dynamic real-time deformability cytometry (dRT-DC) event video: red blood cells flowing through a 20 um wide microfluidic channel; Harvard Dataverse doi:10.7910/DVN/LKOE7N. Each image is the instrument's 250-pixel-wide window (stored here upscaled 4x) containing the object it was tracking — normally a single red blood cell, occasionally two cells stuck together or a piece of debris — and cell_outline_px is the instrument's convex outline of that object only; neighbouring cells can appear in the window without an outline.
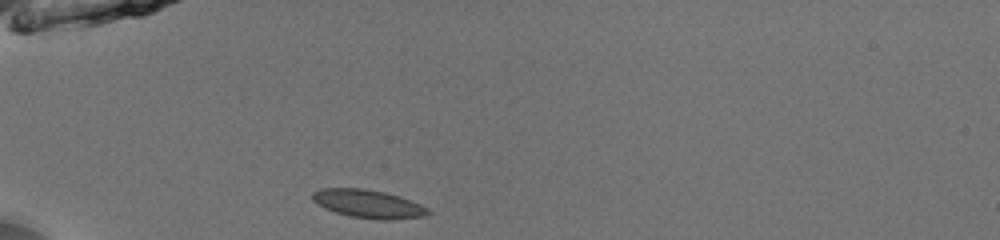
{"species": "common noctule bat (a hibernating species)", "species_latin": "Nyctalus noctula", "temperature_condition": "room temperature", "stored_images_in_passage": 36, "camera_frame_rate_fps": 3000, "um_per_image_px": 0.085, "animal": {"sex": "male", "body_mass_g": 13.0, "forearm_length_mm": 53.1}, "frame": {"image": 1, "passage_image": 1, "time_ms": 0.0, "image_size_px": [1000, 240], "cell_outline_px": [[432, 212], [424, 216], [392, 220], [380, 220], [352, 216], [336, 212], [324, 208], [312, 200], [312, 192], [324, 188], [364, 188], [384, 192], [400, 196], [420, 204], [428, 208]], "centroid_in_image_um": [31.32, 17.32], "position_along_channel_um": 53.7, "area_um2": 19.02}}
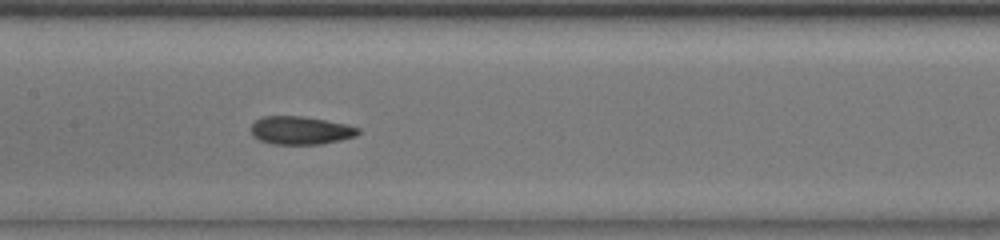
{"frame": {"image": 2, "passage_image": 12, "time_ms": 3.667, "image_size_px": [1000, 240], "cell_outline_px": [[360, 132], [356, 136], [340, 140], [320, 144], [272, 144], [260, 140], [252, 136], [252, 124], [256, 120], [264, 116], [300, 116], [348, 124], [360, 128]], "centroid_in_image_um": [25.57, 11.08], "position_along_channel_um": 181.8, "area_um2": 17.51}}
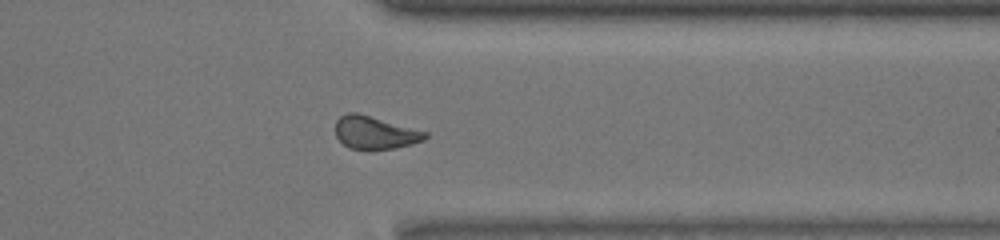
{"frame": {"image": 3, "passage_image": 27, "time_ms": 8.667, "image_size_px": [1000, 240], "cell_outline_px": [[428, 136], [424, 140], [412, 144], [396, 148], [348, 148], [336, 136], [336, 120], [340, 116], [348, 112], [356, 112], [428, 132]], "centroid_in_image_um": [31.88, 11.26], "position_along_channel_um": 379.5, "area_um2": 16.88}, "authors_computed_cell_mechanics": {"area_um2": 17.7735, "velocity_mm_per_s": 3.9685, "shape_relaxation_time_tau1_ms": 10.4418, "shape_relaxation_time_tau2_ms": 7.6053, "deformation_change_tau1": 0.1685, "deformation_change_tau2": 0.088}}